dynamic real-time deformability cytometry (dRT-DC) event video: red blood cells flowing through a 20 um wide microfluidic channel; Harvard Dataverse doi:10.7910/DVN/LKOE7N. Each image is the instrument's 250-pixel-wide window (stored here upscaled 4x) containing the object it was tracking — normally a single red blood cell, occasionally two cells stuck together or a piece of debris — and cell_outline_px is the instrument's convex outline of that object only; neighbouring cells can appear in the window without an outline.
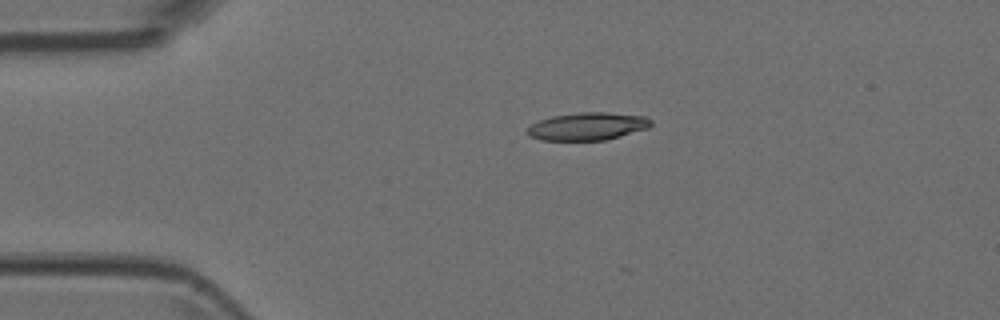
{"species": "Egyptian fruit bat (a non-hibernating species)", "species_latin": "Rousettus aegyptiacus", "temperature_condition": "room temperature", "stored_images_in_passage": 5, "camera_frame_rate_fps": 3000, "um_per_image_px": 0.085, "animal": {"sex": "female"}, "frame": {"image": 1, "passage_image": 5, "time_ms": 1.333, "image_size_px": [1000, 320], "cell_outline_px": [[652, 124], [648, 128], [620, 136], [604, 140], [540, 140], [528, 136], [528, 128], [532, 124], [540, 120], [552, 116], [580, 112], [608, 112], [648, 116], [652, 120]], "centroid_in_image_um": [49.98, 10.73], "position_along_channel_um": 35.0, "area_um2": 20.0}}